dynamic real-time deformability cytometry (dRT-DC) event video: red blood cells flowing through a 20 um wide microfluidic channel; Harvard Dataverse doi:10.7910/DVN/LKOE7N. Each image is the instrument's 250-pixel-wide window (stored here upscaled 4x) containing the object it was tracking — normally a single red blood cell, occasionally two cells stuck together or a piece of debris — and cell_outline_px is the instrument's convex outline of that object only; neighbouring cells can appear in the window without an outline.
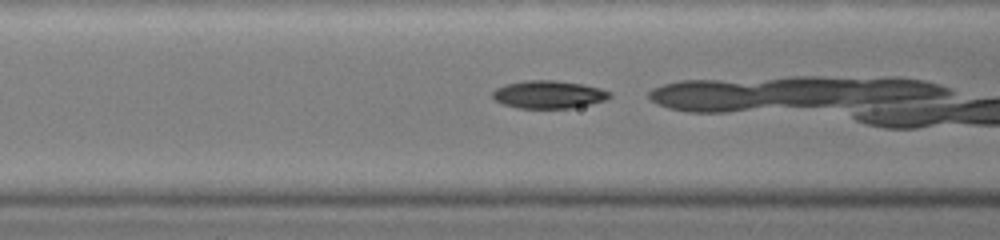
{"species": "common noctule bat (a hibernating species)", "species_latin": "Nyctalus noctula", "temperature_condition": "warm", "stored_images_in_passage": 28, "camera_frame_rate_fps": 3000, "um_per_image_px": 0.085, "animal": {"sex": "female", "body_mass_g": 19.0, "forearm_length_mm": 51.5}, "frame": {"image": 1, "passage_image": 11, "time_ms": 3.0, "image_size_px": [1000, 240], "cell_outline_px": [[612, 96], [604, 100], [572, 108], [516, 108], [504, 104], [496, 100], [492, 96], [492, 92], [496, 88], [504, 84], [524, 80], [556, 80], [584, 84], [600, 88], [612, 92]], "centroid_in_image_um": [46.63, 8.02], "position_along_channel_um": 120.0, "area_um2": 19.07}}